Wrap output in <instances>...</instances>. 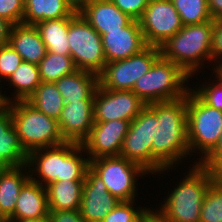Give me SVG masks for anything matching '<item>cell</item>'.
Masks as SVG:
<instances>
[{"instance_id": "obj_35", "label": "cell", "mask_w": 222, "mask_h": 222, "mask_svg": "<svg viewBox=\"0 0 222 222\" xmlns=\"http://www.w3.org/2000/svg\"><path fill=\"white\" fill-rule=\"evenodd\" d=\"M199 163L215 183H222V149H213Z\"/></svg>"}, {"instance_id": "obj_23", "label": "cell", "mask_w": 222, "mask_h": 222, "mask_svg": "<svg viewBox=\"0 0 222 222\" xmlns=\"http://www.w3.org/2000/svg\"><path fill=\"white\" fill-rule=\"evenodd\" d=\"M84 180L55 181L46 186L49 210H79Z\"/></svg>"}, {"instance_id": "obj_14", "label": "cell", "mask_w": 222, "mask_h": 222, "mask_svg": "<svg viewBox=\"0 0 222 222\" xmlns=\"http://www.w3.org/2000/svg\"><path fill=\"white\" fill-rule=\"evenodd\" d=\"M131 121L94 122L88 138L82 143L89 160L119 156Z\"/></svg>"}, {"instance_id": "obj_12", "label": "cell", "mask_w": 222, "mask_h": 222, "mask_svg": "<svg viewBox=\"0 0 222 222\" xmlns=\"http://www.w3.org/2000/svg\"><path fill=\"white\" fill-rule=\"evenodd\" d=\"M138 22L146 44L157 47L183 27L171 0H149Z\"/></svg>"}, {"instance_id": "obj_26", "label": "cell", "mask_w": 222, "mask_h": 222, "mask_svg": "<svg viewBox=\"0 0 222 222\" xmlns=\"http://www.w3.org/2000/svg\"><path fill=\"white\" fill-rule=\"evenodd\" d=\"M23 24L69 17L73 11L65 0H24Z\"/></svg>"}, {"instance_id": "obj_10", "label": "cell", "mask_w": 222, "mask_h": 222, "mask_svg": "<svg viewBox=\"0 0 222 222\" xmlns=\"http://www.w3.org/2000/svg\"><path fill=\"white\" fill-rule=\"evenodd\" d=\"M160 56V47L148 45L129 58L106 63L99 74V85L110 90L132 91L136 81L150 70Z\"/></svg>"}, {"instance_id": "obj_1", "label": "cell", "mask_w": 222, "mask_h": 222, "mask_svg": "<svg viewBox=\"0 0 222 222\" xmlns=\"http://www.w3.org/2000/svg\"><path fill=\"white\" fill-rule=\"evenodd\" d=\"M187 95L147 106L156 114V130L152 142V174L173 167L189 155L187 128Z\"/></svg>"}, {"instance_id": "obj_41", "label": "cell", "mask_w": 222, "mask_h": 222, "mask_svg": "<svg viewBox=\"0 0 222 222\" xmlns=\"http://www.w3.org/2000/svg\"><path fill=\"white\" fill-rule=\"evenodd\" d=\"M208 11L212 19L222 16V0H208Z\"/></svg>"}, {"instance_id": "obj_13", "label": "cell", "mask_w": 222, "mask_h": 222, "mask_svg": "<svg viewBox=\"0 0 222 222\" xmlns=\"http://www.w3.org/2000/svg\"><path fill=\"white\" fill-rule=\"evenodd\" d=\"M146 106L133 91L110 90L98 85L94 96V122L132 121Z\"/></svg>"}, {"instance_id": "obj_47", "label": "cell", "mask_w": 222, "mask_h": 222, "mask_svg": "<svg viewBox=\"0 0 222 222\" xmlns=\"http://www.w3.org/2000/svg\"><path fill=\"white\" fill-rule=\"evenodd\" d=\"M5 220L4 216L0 213V222H3Z\"/></svg>"}, {"instance_id": "obj_44", "label": "cell", "mask_w": 222, "mask_h": 222, "mask_svg": "<svg viewBox=\"0 0 222 222\" xmlns=\"http://www.w3.org/2000/svg\"><path fill=\"white\" fill-rule=\"evenodd\" d=\"M8 222H48V218L25 219V220H8Z\"/></svg>"}, {"instance_id": "obj_9", "label": "cell", "mask_w": 222, "mask_h": 222, "mask_svg": "<svg viewBox=\"0 0 222 222\" xmlns=\"http://www.w3.org/2000/svg\"><path fill=\"white\" fill-rule=\"evenodd\" d=\"M90 168L101 177L107 190L120 201H133L136 196L137 175L148 174L139 164L120 156L92 159Z\"/></svg>"}, {"instance_id": "obj_29", "label": "cell", "mask_w": 222, "mask_h": 222, "mask_svg": "<svg viewBox=\"0 0 222 222\" xmlns=\"http://www.w3.org/2000/svg\"><path fill=\"white\" fill-rule=\"evenodd\" d=\"M38 67L41 81L53 83L61 77L78 70L70 55H60L51 52H46L45 57L40 61Z\"/></svg>"}, {"instance_id": "obj_33", "label": "cell", "mask_w": 222, "mask_h": 222, "mask_svg": "<svg viewBox=\"0 0 222 222\" xmlns=\"http://www.w3.org/2000/svg\"><path fill=\"white\" fill-rule=\"evenodd\" d=\"M218 80L217 83L203 85L201 89L193 91L207 104L215 109L222 111V74L219 71H214Z\"/></svg>"}, {"instance_id": "obj_15", "label": "cell", "mask_w": 222, "mask_h": 222, "mask_svg": "<svg viewBox=\"0 0 222 222\" xmlns=\"http://www.w3.org/2000/svg\"><path fill=\"white\" fill-rule=\"evenodd\" d=\"M120 202L108 190L103 180L90 167L83 183L80 214L86 222H102Z\"/></svg>"}, {"instance_id": "obj_45", "label": "cell", "mask_w": 222, "mask_h": 222, "mask_svg": "<svg viewBox=\"0 0 222 222\" xmlns=\"http://www.w3.org/2000/svg\"><path fill=\"white\" fill-rule=\"evenodd\" d=\"M10 98L6 97L5 95L1 94L0 91V109H2L7 103H10Z\"/></svg>"}, {"instance_id": "obj_4", "label": "cell", "mask_w": 222, "mask_h": 222, "mask_svg": "<svg viewBox=\"0 0 222 222\" xmlns=\"http://www.w3.org/2000/svg\"><path fill=\"white\" fill-rule=\"evenodd\" d=\"M213 182L207 171L196 163L157 213L166 222H200L201 206Z\"/></svg>"}, {"instance_id": "obj_31", "label": "cell", "mask_w": 222, "mask_h": 222, "mask_svg": "<svg viewBox=\"0 0 222 222\" xmlns=\"http://www.w3.org/2000/svg\"><path fill=\"white\" fill-rule=\"evenodd\" d=\"M200 222H222V183L213 182L201 206Z\"/></svg>"}, {"instance_id": "obj_8", "label": "cell", "mask_w": 222, "mask_h": 222, "mask_svg": "<svg viewBox=\"0 0 222 222\" xmlns=\"http://www.w3.org/2000/svg\"><path fill=\"white\" fill-rule=\"evenodd\" d=\"M67 38L76 68L99 75L106 65L102 37L80 13L71 14Z\"/></svg>"}, {"instance_id": "obj_22", "label": "cell", "mask_w": 222, "mask_h": 222, "mask_svg": "<svg viewBox=\"0 0 222 222\" xmlns=\"http://www.w3.org/2000/svg\"><path fill=\"white\" fill-rule=\"evenodd\" d=\"M54 83L65 103L94 99L95 91L99 85V75L78 69Z\"/></svg>"}, {"instance_id": "obj_21", "label": "cell", "mask_w": 222, "mask_h": 222, "mask_svg": "<svg viewBox=\"0 0 222 222\" xmlns=\"http://www.w3.org/2000/svg\"><path fill=\"white\" fill-rule=\"evenodd\" d=\"M49 213L46 187L29 180L21 189L14 213L8 220L47 218Z\"/></svg>"}, {"instance_id": "obj_30", "label": "cell", "mask_w": 222, "mask_h": 222, "mask_svg": "<svg viewBox=\"0 0 222 222\" xmlns=\"http://www.w3.org/2000/svg\"><path fill=\"white\" fill-rule=\"evenodd\" d=\"M183 26L202 24L212 20L208 0H171Z\"/></svg>"}, {"instance_id": "obj_18", "label": "cell", "mask_w": 222, "mask_h": 222, "mask_svg": "<svg viewBox=\"0 0 222 222\" xmlns=\"http://www.w3.org/2000/svg\"><path fill=\"white\" fill-rule=\"evenodd\" d=\"M28 153L22 147L13 125L10 107L0 109V169L24 167Z\"/></svg>"}, {"instance_id": "obj_34", "label": "cell", "mask_w": 222, "mask_h": 222, "mask_svg": "<svg viewBox=\"0 0 222 222\" xmlns=\"http://www.w3.org/2000/svg\"><path fill=\"white\" fill-rule=\"evenodd\" d=\"M22 62L21 56L9 43L0 46V77L8 79Z\"/></svg>"}, {"instance_id": "obj_19", "label": "cell", "mask_w": 222, "mask_h": 222, "mask_svg": "<svg viewBox=\"0 0 222 222\" xmlns=\"http://www.w3.org/2000/svg\"><path fill=\"white\" fill-rule=\"evenodd\" d=\"M79 13L101 36L106 31L120 30L133 20L111 0H92Z\"/></svg>"}, {"instance_id": "obj_2", "label": "cell", "mask_w": 222, "mask_h": 222, "mask_svg": "<svg viewBox=\"0 0 222 222\" xmlns=\"http://www.w3.org/2000/svg\"><path fill=\"white\" fill-rule=\"evenodd\" d=\"M85 149L82 144L64 142L63 144L33 150L28 153L26 165L35 166L41 181L30 175V180L44 187L55 181L85 180L87 169L90 167L89 158L78 154ZM45 182V183H44Z\"/></svg>"}, {"instance_id": "obj_6", "label": "cell", "mask_w": 222, "mask_h": 222, "mask_svg": "<svg viewBox=\"0 0 222 222\" xmlns=\"http://www.w3.org/2000/svg\"><path fill=\"white\" fill-rule=\"evenodd\" d=\"M189 78L179 65L160 56L150 70L136 81L132 91L147 105L175 100L189 92L190 87L184 85Z\"/></svg>"}, {"instance_id": "obj_36", "label": "cell", "mask_w": 222, "mask_h": 222, "mask_svg": "<svg viewBox=\"0 0 222 222\" xmlns=\"http://www.w3.org/2000/svg\"><path fill=\"white\" fill-rule=\"evenodd\" d=\"M24 0H0V17L12 25L23 22Z\"/></svg>"}, {"instance_id": "obj_25", "label": "cell", "mask_w": 222, "mask_h": 222, "mask_svg": "<svg viewBox=\"0 0 222 222\" xmlns=\"http://www.w3.org/2000/svg\"><path fill=\"white\" fill-rule=\"evenodd\" d=\"M70 22L71 15L59 19L40 21L35 25L40 32L47 52L70 55L69 41L67 38Z\"/></svg>"}, {"instance_id": "obj_39", "label": "cell", "mask_w": 222, "mask_h": 222, "mask_svg": "<svg viewBox=\"0 0 222 222\" xmlns=\"http://www.w3.org/2000/svg\"><path fill=\"white\" fill-rule=\"evenodd\" d=\"M48 222H86L79 210L59 211L49 210Z\"/></svg>"}, {"instance_id": "obj_43", "label": "cell", "mask_w": 222, "mask_h": 222, "mask_svg": "<svg viewBox=\"0 0 222 222\" xmlns=\"http://www.w3.org/2000/svg\"><path fill=\"white\" fill-rule=\"evenodd\" d=\"M142 222H166L158 213L150 212L143 218Z\"/></svg>"}, {"instance_id": "obj_46", "label": "cell", "mask_w": 222, "mask_h": 222, "mask_svg": "<svg viewBox=\"0 0 222 222\" xmlns=\"http://www.w3.org/2000/svg\"><path fill=\"white\" fill-rule=\"evenodd\" d=\"M214 149H222V133H221L218 143Z\"/></svg>"}, {"instance_id": "obj_7", "label": "cell", "mask_w": 222, "mask_h": 222, "mask_svg": "<svg viewBox=\"0 0 222 222\" xmlns=\"http://www.w3.org/2000/svg\"><path fill=\"white\" fill-rule=\"evenodd\" d=\"M186 103L189 151L200 150L205 158L222 133V111L207 105L192 89L187 93Z\"/></svg>"}, {"instance_id": "obj_3", "label": "cell", "mask_w": 222, "mask_h": 222, "mask_svg": "<svg viewBox=\"0 0 222 222\" xmlns=\"http://www.w3.org/2000/svg\"><path fill=\"white\" fill-rule=\"evenodd\" d=\"M212 31L213 19L185 25L160 46L161 56L179 65L191 77L198 68L201 69L203 60L211 62Z\"/></svg>"}, {"instance_id": "obj_27", "label": "cell", "mask_w": 222, "mask_h": 222, "mask_svg": "<svg viewBox=\"0 0 222 222\" xmlns=\"http://www.w3.org/2000/svg\"><path fill=\"white\" fill-rule=\"evenodd\" d=\"M27 101L37 110L58 121L65 102L53 82H42Z\"/></svg>"}, {"instance_id": "obj_16", "label": "cell", "mask_w": 222, "mask_h": 222, "mask_svg": "<svg viewBox=\"0 0 222 222\" xmlns=\"http://www.w3.org/2000/svg\"><path fill=\"white\" fill-rule=\"evenodd\" d=\"M94 99L65 103L58 125L65 142L82 144L94 125Z\"/></svg>"}, {"instance_id": "obj_37", "label": "cell", "mask_w": 222, "mask_h": 222, "mask_svg": "<svg viewBox=\"0 0 222 222\" xmlns=\"http://www.w3.org/2000/svg\"><path fill=\"white\" fill-rule=\"evenodd\" d=\"M220 56V57H219ZM222 57V16L213 19V31L211 39V61ZM213 59V60H212ZM214 68L218 71L222 68V61Z\"/></svg>"}, {"instance_id": "obj_24", "label": "cell", "mask_w": 222, "mask_h": 222, "mask_svg": "<svg viewBox=\"0 0 222 222\" xmlns=\"http://www.w3.org/2000/svg\"><path fill=\"white\" fill-rule=\"evenodd\" d=\"M27 167L0 169V213L5 219L14 213L19 193L30 180V174H23Z\"/></svg>"}, {"instance_id": "obj_11", "label": "cell", "mask_w": 222, "mask_h": 222, "mask_svg": "<svg viewBox=\"0 0 222 222\" xmlns=\"http://www.w3.org/2000/svg\"><path fill=\"white\" fill-rule=\"evenodd\" d=\"M156 130V114L146 106L131 122L124 138L120 157L139 164L152 173V142Z\"/></svg>"}, {"instance_id": "obj_38", "label": "cell", "mask_w": 222, "mask_h": 222, "mask_svg": "<svg viewBox=\"0 0 222 222\" xmlns=\"http://www.w3.org/2000/svg\"><path fill=\"white\" fill-rule=\"evenodd\" d=\"M122 12L133 20H139L148 6L149 0H111Z\"/></svg>"}, {"instance_id": "obj_28", "label": "cell", "mask_w": 222, "mask_h": 222, "mask_svg": "<svg viewBox=\"0 0 222 222\" xmlns=\"http://www.w3.org/2000/svg\"><path fill=\"white\" fill-rule=\"evenodd\" d=\"M15 90V101L27 100L42 83L38 65L23 61L8 77Z\"/></svg>"}, {"instance_id": "obj_40", "label": "cell", "mask_w": 222, "mask_h": 222, "mask_svg": "<svg viewBox=\"0 0 222 222\" xmlns=\"http://www.w3.org/2000/svg\"><path fill=\"white\" fill-rule=\"evenodd\" d=\"M12 24L0 17V46L7 44Z\"/></svg>"}, {"instance_id": "obj_32", "label": "cell", "mask_w": 222, "mask_h": 222, "mask_svg": "<svg viewBox=\"0 0 222 222\" xmlns=\"http://www.w3.org/2000/svg\"><path fill=\"white\" fill-rule=\"evenodd\" d=\"M133 203L134 200L120 201L102 222H142L150 209L140 207L139 210H135Z\"/></svg>"}, {"instance_id": "obj_20", "label": "cell", "mask_w": 222, "mask_h": 222, "mask_svg": "<svg viewBox=\"0 0 222 222\" xmlns=\"http://www.w3.org/2000/svg\"><path fill=\"white\" fill-rule=\"evenodd\" d=\"M8 43L17 51L23 61L39 65L46 55V46L35 25H12Z\"/></svg>"}, {"instance_id": "obj_42", "label": "cell", "mask_w": 222, "mask_h": 222, "mask_svg": "<svg viewBox=\"0 0 222 222\" xmlns=\"http://www.w3.org/2000/svg\"><path fill=\"white\" fill-rule=\"evenodd\" d=\"M91 1L92 0H65L66 4L76 13H79Z\"/></svg>"}, {"instance_id": "obj_5", "label": "cell", "mask_w": 222, "mask_h": 222, "mask_svg": "<svg viewBox=\"0 0 222 222\" xmlns=\"http://www.w3.org/2000/svg\"><path fill=\"white\" fill-rule=\"evenodd\" d=\"M7 105L20 143L27 153L65 142L58 121L37 110L27 100L11 101Z\"/></svg>"}, {"instance_id": "obj_17", "label": "cell", "mask_w": 222, "mask_h": 222, "mask_svg": "<svg viewBox=\"0 0 222 222\" xmlns=\"http://www.w3.org/2000/svg\"><path fill=\"white\" fill-rule=\"evenodd\" d=\"M101 37L106 63L129 58L148 46L137 20L120 30L106 31Z\"/></svg>"}]
</instances>
